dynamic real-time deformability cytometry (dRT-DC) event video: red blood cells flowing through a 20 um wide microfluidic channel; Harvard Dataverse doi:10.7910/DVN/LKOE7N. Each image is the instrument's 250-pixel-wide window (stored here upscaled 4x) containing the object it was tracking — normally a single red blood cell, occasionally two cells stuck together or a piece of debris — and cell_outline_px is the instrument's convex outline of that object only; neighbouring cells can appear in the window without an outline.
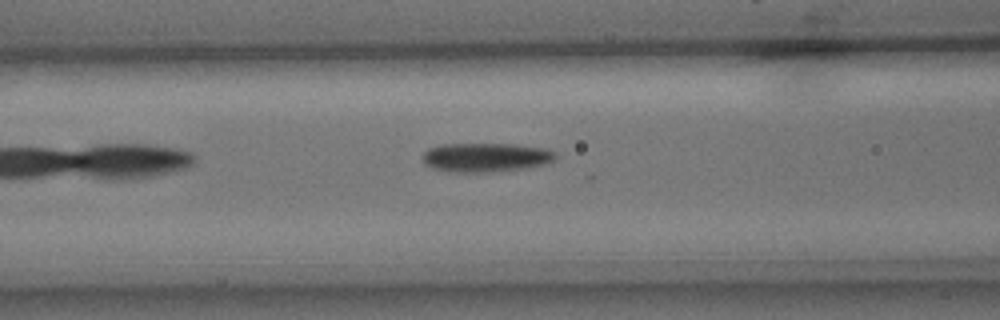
{"species": "common noctule bat (a hibernating species)", "species_latin": "Nyctalus noctula", "temperature_condition": "cold", "stored_images_in_passage": 3, "camera_frame_rate_fps": 3000, "um_per_image_px": 0.085, "animal": {"sex": "male", "body_mass_g": 15.6}, "frame": {"image": 1, "passage_image": 3, "time_ms": 2.333, "image_size_px": [1000, 320], "cell_outline_px": [[556, 160], [548, 164], [524, 168], [488, 172], [448, 172], [432, 168], [424, 164], [424, 152], [428, 148], [440, 144], [512, 144], [544, 148], [556, 152]], "centroid_in_image_um": [41.3, 13.38], "position_along_channel_um": 125.3, "area_um2": 22.66}}